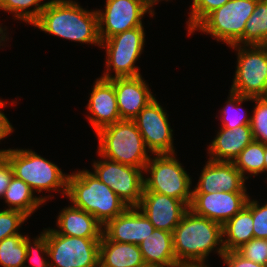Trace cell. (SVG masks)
<instances>
[{
    "mask_svg": "<svg viewBox=\"0 0 267 267\" xmlns=\"http://www.w3.org/2000/svg\"><path fill=\"white\" fill-rule=\"evenodd\" d=\"M32 25L54 36L101 47L97 10H85L73 0L47 1Z\"/></svg>",
    "mask_w": 267,
    "mask_h": 267,
    "instance_id": "cell-1",
    "label": "cell"
},
{
    "mask_svg": "<svg viewBox=\"0 0 267 267\" xmlns=\"http://www.w3.org/2000/svg\"><path fill=\"white\" fill-rule=\"evenodd\" d=\"M172 234L174 253L180 265H205V259L214 249L221 257L225 253L222 225L190 209Z\"/></svg>",
    "mask_w": 267,
    "mask_h": 267,
    "instance_id": "cell-2",
    "label": "cell"
},
{
    "mask_svg": "<svg viewBox=\"0 0 267 267\" xmlns=\"http://www.w3.org/2000/svg\"><path fill=\"white\" fill-rule=\"evenodd\" d=\"M66 196L73 206L90 213L103 226L128 207L110 187L89 170L68 175Z\"/></svg>",
    "mask_w": 267,
    "mask_h": 267,
    "instance_id": "cell-3",
    "label": "cell"
},
{
    "mask_svg": "<svg viewBox=\"0 0 267 267\" xmlns=\"http://www.w3.org/2000/svg\"><path fill=\"white\" fill-rule=\"evenodd\" d=\"M98 155L144 170L150 159L143 137L133 120H120L96 132ZM148 151V152H147Z\"/></svg>",
    "mask_w": 267,
    "mask_h": 267,
    "instance_id": "cell-4",
    "label": "cell"
},
{
    "mask_svg": "<svg viewBox=\"0 0 267 267\" xmlns=\"http://www.w3.org/2000/svg\"><path fill=\"white\" fill-rule=\"evenodd\" d=\"M3 156L9 161L13 175L23 180L33 191L40 193L42 190H52L62 192L63 196L67 194L68 175L35 151L11 149Z\"/></svg>",
    "mask_w": 267,
    "mask_h": 267,
    "instance_id": "cell-5",
    "label": "cell"
},
{
    "mask_svg": "<svg viewBox=\"0 0 267 267\" xmlns=\"http://www.w3.org/2000/svg\"><path fill=\"white\" fill-rule=\"evenodd\" d=\"M149 159L144 172L150 177H144L143 191L161 193L174 197L190 206L192 201V180L181 163L175 158V153L155 154Z\"/></svg>",
    "mask_w": 267,
    "mask_h": 267,
    "instance_id": "cell-6",
    "label": "cell"
},
{
    "mask_svg": "<svg viewBox=\"0 0 267 267\" xmlns=\"http://www.w3.org/2000/svg\"><path fill=\"white\" fill-rule=\"evenodd\" d=\"M230 47L236 48L238 55L230 91L243 97H267V46L231 45Z\"/></svg>",
    "mask_w": 267,
    "mask_h": 267,
    "instance_id": "cell-7",
    "label": "cell"
},
{
    "mask_svg": "<svg viewBox=\"0 0 267 267\" xmlns=\"http://www.w3.org/2000/svg\"><path fill=\"white\" fill-rule=\"evenodd\" d=\"M259 0H229L209 13L195 30L212 35L217 41L234 45L243 35L245 25Z\"/></svg>",
    "mask_w": 267,
    "mask_h": 267,
    "instance_id": "cell-8",
    "label": "cell"
},
{
    "mask_svg": "<svg viewBox=\"0 0 267 267\" xmlns=\"http://www.w3.org/2000/svg\"><path fill=\"white\" fill-rule=\"evenodd\" d=\"M145 43L144 27H136L118 33L104 41L102 48H106V73L100 78L111 80L114 78L140 76L139 68L134 64L141 56ZM115 72L112 76L111 68ZM111 74V75H110Z\"/></svg>",
    "mask_w": 267,
    "mask_h": 267,
    "instance_id": "cell-9",
    "label": "cell"
},
{
    "mask_svg": "<svg viewBox=\"0 0 267 267\" xmlns=\"http://www.w3.org/2000/svg\"><path fill=\"white\" fill-rule=\"evenodd\" d=\"M47 235L50 267H96L101 238H80L43 230Z\"/></svg>",
    "mask_w": 267,
    "mask_h": 267,
    "instance_id": "cell-10",
    "label": "cell"
},
{
    "mask_svg": "<svg viewBox=\"0 0 267 267\" xmlns=\"http://www.w3.org/2000/svg\"><path fill=\"white\" fill-rule=\"evenodd\" d=\"M103 159L93 162V174L110 187L128 207H137L144 189L143 169Z\"/></svg>",
    "mask_w": 267,
    "mask_h": 267,
    "instance_id": "cell-11",
    "label": "cell"
},
{
    "mask_svg": "<svg viewBox=\"0 0 267 267\" xmlns=\"http://www.w3.org/2000/svg\"><path fill=\"white\" fill-rule=\"evenodd\" d=\"M99 37L104 41L118 33L142 25L144 14L154 13L140 0H106L104 12L97 10Z\"/></svg>",
    "mask_w": 267,
    "mask_h": 267,
    "instance_id": "cell-12",
    "label": "cell"
},
{
    "mask_svg": "<svg viewBox=\"0 0 267 267\" xmlns=\"http://www.w3.org/2000/svg\"><path fill=\"white\" fill-rule=\"evenodd\" d=\"M145 146L152 154L175 153L173 130L167 113L156 99L145 106L133 119Z\"/></svg>",
    "mask_w": 267,
    "mask_h": 267,
    "instance_id": "cell-13",
    "label": "cell"
},
{
    "mask_svg": "<svg viewBox=\"0 0 267 267\" xmlns=\"http://www.w3.org/2000/svg\"><path fill=\"white\" fill-rule=\"evenodd\" d=\"M247 192L192 193L189 209L222 226L247 204Z\"/></svg>",
    "mask_w": 267,
    "mask_h": 267,
    "instance_id": "cell-14",
    "label": "cell"
},
{
    "mask_svg": "<svg viewBox=\"0 0 267 267\" xmlns=\"http://www.w3.org/2000/svg\"><path fill=\"white\" fill-rule=\"evenodd\" d=\"M137 208L148 218L155 229L173 233L189 206L171 196L143 191Z\"/></svg>",
    "mask_w": 267,
    "mask_h": 267,
    "instance_id": "cell-15",
    "label": "cell"
},
{
    "mask_svg": "<svg viewBox=\"0 0 267 267\" xmlns=\"http://www.w3.org/2000/svg\"><path fill=\"white\" fill-rule=\"evenodd\" d=\"M154 229V225L137 207H127L103 226V234L110 241L139 245L152 235Z\"/></svg>",
    "mask_w": 267,
    "mask_h": 267,
    "instance_id": "cell-16",
    "label": "cell"
},
{
    "mask_svg": "<svg viewBox=\"0 0 267 267\" xmlns=\"http://www.w3.org/2000/svg\"><path fill=\"white\" fill-rule=\"evenodd\" d=\"M245 180L233 162L208 159L193 193L246 192Z\"/></svg>",
    "mask_w": 267,
    "mask_h": 267,
    "instance_id": "cell-17",
    "label": "cell"
},
{
    "mask_svg": "<svg viewBox=\"0 0 267 267\" xmlns=\"http://www.w3.org/2000/svg\"><path fill=\"white\" fill-rule=\"evenodd\" d=\"M87 116L95 133L121 120L114 89V79L97 78L87 104Z\"/></svg>",
    "mask_w": 267,
    "mask_h": 267,
    "instance_id": "cell-18",
    "label": "cell"
},
{
    "mask_svg": "<svg viewBox=\"0 0 267 267\" xmlns=\"http://www.w3.org/2000/svg\"><path fill=\"white\" fill-rule=\"evenodd\" d=\"M114 89L121 120H133L155 99L141 75L114 78Z\"/></svg>",
    "mask_w": 267,
    "mask_h": 267,
    "instance_id": "cell-19",
    "label": "cell"
},
{
    "mask_svg": "<svg viewBox=\"0 0 267 267\" xmlns=\"http://www.w3.org/2000/svg\"><path fill=\"white\" fill-rule=\"evenodd\" d=\"M216 138L208 146L211 160L233 162L238 154L254 139L250 125L233 129L221 127Z\"/></svg>",
    "mask_w": 267,
    "mask_h": 267,
    "instance_id": "cell-20",
    "label": "cell"
},
{
    "mask_svg": "<svg viewBox=\"0 0 267 267\" xmlns=\"http://www.w3.org/2000/svg\"><path fill=\"white\" fill-rule=\"evenodd\" d=\"M61 235L80 238H102L103 225L90 213L70 205L59 213L56 223Z\"/></svg>",
    "mask_w": 267,
    "mask_h": 267,
    "instance_id": "cell-21",
    "label": "cell"
},
{
    "mask_svg": "<svg viewBox=\"0 0 267 267\" xmlns=\"http://www.w3.org/2000/svg\"><path fill=\"white\" fill-rule=\"evenodd\" d=\"M140 251L146 266L179 267L173 248V234L154 229L140 244Z\"/></svg>",
    "mask_w": 267,
    "mask_h": 267,
    "instance_id": "cell-22",
    "label": "cell"
},
{
    "mask_svg": "<svg viewBox=\"0 0 267 267\" xmlns=\"http://www.w3.org/2000/svg\"><path fill=\"white\" fill-rule=\"evenodd\" d=\"M101 267H144L146 266L139 245L110 241L104 234L99 245Z\"/></svg>",
    "mask_w": 267,
    "mask_h": 267,
    "instance_id": "cell-23",
    "label": "cell"
},
{
    "mask_svg": "<svg viewBox=\"0 0 267 267\" xmlns=\"http://www.w3.org/2000/svg\"><path fill=\"white\" fill-rule=\"evenodd\" d=\"M222 233L225 251H236L254 238L250 197L246 206L222 226Z\"/></svg>",
    "mask_w": 267,
    "mask_h": 267,
    "instance_id": "cell-24",
    "label": "cell"
},
{
    "mask_svg": "<svg viewBox=\"0 0 267 267\" xmlns=\"http://www.w3.org/2000/svg\"><path fill=\"white\" fill-rule=\"evenodd\" d=\"M33 194L34 191L28 184L13 175L3 198L9 206L8 209L22 211L29 217L48 198L37 197Z\"/></svg>",
    "mask_w": 267,
    "mask_h": 267,
    "instance_id": "cell-25",
    "label": "cell"
},
{
    "mask_svg": "<svg viewBox=\"0 0 267 267\" xmlns=\"http://www.w3.org/2000/svg\"><path fill=\"white\" fill-rule=\"evenodd\" d=\"M267 45V0H259L245 25L244 35L234 45Z\"/></svg>",
    "mask_w": 267,
    "mask_h": 267,
    "instance_id": "cell-26",
    "label": "cell"
},
{
    "mask_svg": "<svg viewBox=\"0 0 267 267\" xmlns=\"http://www.w3.org/2000/svg\"><path fill=\"white\" fill-rule=\"evenodd\" d=\"M265 143L253 140L235 158L233 164L245 179H249L246 173L257 175L265 172Z\"/></svg>",
    "mask_w": 267,
    "mask_h": 267,
    "instance_id": "cell-27",
    "label": "cell"
},
{
    "mask_svg": "<svg viewBox=\"0 0 267 267\" xmlns=\"http://www.w3.org/2000/svg\"><path fill=\"white\" fill-rule=\"evenodd\" d=\"M25 235L17 234L0 242V266L24 267L26 262Z\"/></svg>",
    "mask_w": 267,
    "mask_h": 267,
    "instance_id": "cell-28",
    "label": "cell"
},
{
    "mask_svg": "<svg viewBox=\"0 0 267 267\" xmlns=\"http://www.w3.org/2000/svg\"><path fill=\"white\" fill-rule=\"evenodd\" d=\"M43 0H0V9L13 13L14 17L26 23L33 24L40 16L47 2ZM35 6L32 10L30 7ZM29 8V9H28Z\"/></svg>",
    "mask_w": 267,
    "mask_h": 267,
    "instance_id": "cell-29",
    "label": "cell"
},
{
    "mask_svg": "<svg viewBox=\"0 0 267 267\" xmlns=\"http://www.w3.org/2000/svg\"><path fill=\"white\" fill-rule=\"evenodd\" d=\"M230 97L226 102V106L223 107L220 113H222V127L226 129H233L243 125H250V118L246 117L247 114L240 109V105L243 101H253V97H243L239 94L230 91ZM242 111V112H241Z\"/></svg>",
    "mask_w": 267,
    "mask_h": 267,
    "instance_id": "cell-30",
    "label": "cell"
},
{
    "mask_svg": "<svg viewBox=\"0 0 267 267\" xmlns=\"http://www.w3.org/2000/svg\"><path fill=\"white\" fill-rule=\"evenodd\" d=\"M256 103L253 115L250 116V127L253 139L267 143V97L253 98Z\"/></svg>",
    "mask_w": 267,
    "mask_h": 267,
    "instance_id": "cell-31",
    "label": "cell"
},
{
    "mask_svg": "<svg viewBox=\"0 0 267 267\" xmlns=\"http://www.w3.org/2000/svg\"><path fill=\"white\" fill-rule=\"evenodd\" d=\"M40 236L33 240L31 243L30 238L28 236L25 237V245H26V264L27 261L30 259L33 265L31 266H24V267H50L49 260L45 259L43 255L49 257L48 255V242H47V235L43 231L41 232ZM33 244V245H32ZM40 253L41 256H40ZM47 260V261H46Z\"/></svg>",
    "mask_w": 267,
    "mask_h": 267,
    "instance_id": "cell-32",
    "label": "cell"
},
{
    "mask_svg": "<svg viewBox=\"0 0 267 267\" xmlns=\"http://www.w3.org/2000/svg\"><path fill=\"white\" fill-rule=\"evenodd\" d=\"M229 0H193L189 20L187 21L188 35L213 10L223 6Z\"/></svg>",
    "mask_w": 267,
    "mask_h": 267,
    "instance_id": "cell-33",
    "label": "cell"
},
{
    "mask_svg": "<svg viewBox=\"0 0 267 267\" xmlns=\"http://www.w3.org/2000/svg\"><path fill=\"white\" fill-rule=\"evenodd\" d=\"M28 219L22 211L6 209L0 211V242L12 235L20 234L19 227Z\"/></svg>",
    "mask_w": 267,
    "mask_h": 267,
    "instance_id": "cell-34",
    "label": "cell"
},
{
    "mask_svg": "<svg viewBox=\"0 0 267 267\" xmlns=\"http://www.w3.org/2000/svg\"><path fill=\"white\" fill-rule=\"evenodd\" d=\"M244 258L267 265V239H251L236 250Z\"/></svg>",
    "mask_w": 267,
    "mask_h": 267,
    "instance_id": "cell-35",
    "label": "cell"
},
{
    "mask_svg": "<svg viewBox=\"0 0 267 267\" xmlns=\"http://www.w3.org/2000/svg\"><path fill=\"white\" fill-rule=\"evenodd\" d=\"M253 234L255 239H267V202L260 206L252 200Z\"/></svg>",
    "mask_w": 267,
    "mask_h": 267,
    "instance_id": "cell-36",
    "label": "cell"
},
{
    "mask_svg": "<svg viewBox=\"0 0 267 267\" xmlns=\"http://www.w3.org/2000/svg\"><path fill=\"white\" fill-rule=\"evenodd\" d=\"M221 258L227 267H267L244 258L237 251H225Z\"/></svg>",
    "mask_w": 267,
    "mask_h": 267,
    "instance_id": "cell-37",
    "label": "cell"
},
{
    "mask_svg": "<svg viewBox=\"0 0 267 267\" xmlns=\"http://www.w3.org/2000/svg\"><path fill=\"white\" fill-rule=\"evenodd\" d=\"M13 177V170L9 161L0 156V197H4L7 187Z\"/></svg>",
    "mask_w": 267,
    "mask_h": 267,
    "instance_id": "cell-38",
    "label": "cell"
},
{
    "mask_svg": "<svg viewBox=\"0 0 267 267\" xmlns=\"http://www.w3.org/2000/svg\"><path fill=\"white\" fill-rule=\"evenodd\" d=\"M2 107H5V102L0 100V108ZM13 130V126L8 121V118L0 111V140L6 138Z\"/></svg>",
    "mask_w": 267,
    "mask_h": 267,
    "instance_id": "cell-39",
    "label": "cell"
},
{
    "mask_svg": "<svg viewBox=\"0 0 267 267\" xmlns=\"http://www.w3.org/2000/svg\"><path fill=\"white\" fill-rule=\"evenodd\" d=\"M146 7H148L153 13L154 10L151 9L157 2L161 0H140ZM166 1V0H165ZM168 1V0H167Z\"/></svg>",
    "mask_w": 267,
    "mask_h": 267,
    "instance_id": "cell-40",
    "label": "cell"
},
{
    "mask_svg": "<svg viewBox=\"0 0 267 267\" xmlns=\"http://www.w3.org/2000/svg\"><path fill=\"white\" fill-rule=\"evenodd\" d=\"M6 29L3 30V28L0 26V45H2L1 43L3 41H6V39L8 40V37H6Z\"/></svg>",
    "mask_w": 267,
    "mask_h": 267,
    "instance_id": "cell-41",
    "label": "cell"
},
{
    "mask_svg": "<svg viewBox=\"0 0 267 267\" xmlns=\"http://www.w3.org/2000/svg\"><path fill=\"white\" fill-rule=\"evenodd\" d=\"M264 162H265V171H267V143L265 144V153H264Z\"/></svg>",
    "mask_w": 267,
    "mask_h": 267,
    "instance_id": "cell-42",
    "label": "cell"
},
{
    "mask_svg": "<svg viewBox=\"0 0 267 267\" xmlns=\"http://www.w3.org/2000/svg\"><path fill=\"white\" fill-rule=\"evenodd\" d=\"M179 267H210L207 265H180Z\"/></svg>",
    "mask_w": 267,
    "mask_h": 267,
    "instance_id": "cell-43",
    "label": "cell"
},
{
    "mask_svg": "<svg viewBox=\"0 0 267 267\" xmlns=\"http://www.w3.org/2000/svg\"><path fill=\"white\" fill-rule=\"evenodd\" d=\"M9 150H11L10 148L9 149H2V150H0V156H2V155H4V154H6Z\"/></svg>",
    "mask_w": 267,
    "mask_h": 267,
    "instance_id": "cell-44",
    "label": "cell"
}]
</instances>
